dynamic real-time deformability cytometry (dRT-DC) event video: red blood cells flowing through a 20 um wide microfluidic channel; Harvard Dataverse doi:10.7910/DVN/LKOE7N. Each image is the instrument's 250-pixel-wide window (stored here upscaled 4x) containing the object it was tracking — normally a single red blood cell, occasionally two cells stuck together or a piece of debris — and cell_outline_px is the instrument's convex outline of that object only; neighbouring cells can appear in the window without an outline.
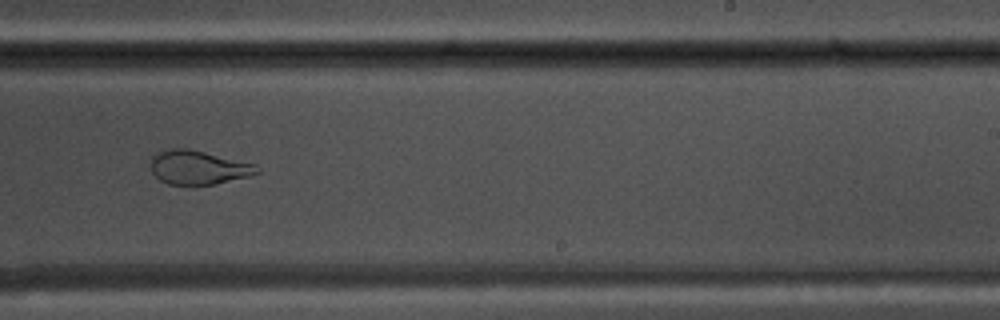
{"species": "common noctule bat (a hibernating species)", "species_latin": "Nyctalus noctula", "temperature_condition": "warm", "stored_images_in_passage": 54, "camera_frame_rate_fps": 3000, "um_per_image_px": 0.085, "animal": {"sex": "male", "body_mass_g": 17.5, "forearm_length_mm": 52.3}, "frame": {"image": 1, "passage_image": 34, "time_ms": 11.0, "image_size_px": [1000, 320], "cell_outline_px": [[260, 172], [248, 176], [216, 184], [168, 184], [160, 180], [152, 172], [152, 156], [156, 152], [168, 148], [188, 148], [256, 164], [260, 168]], "centroid_in_image_um": [16.86, 14.22], "position_along_channel_um": 272.1, "area_um2": 20.92}}
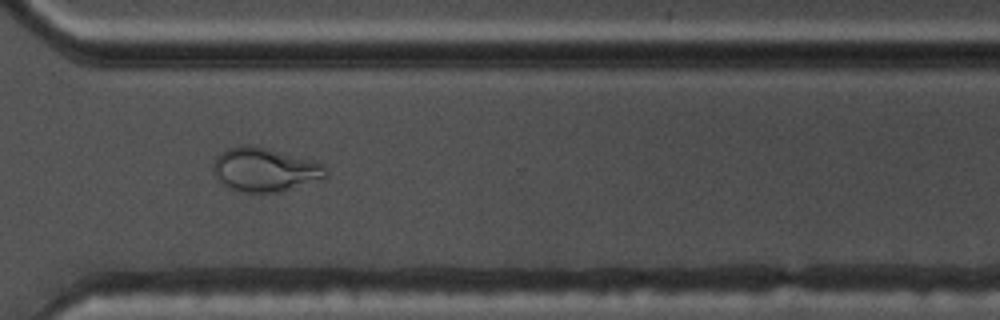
{"frame": {"image": 2, "passage_image": 40, "time_ms": 13.0, "image_size_px": [1000, 320], "cell_outline_px": [[328, 176], [324, 180], [280, 192], [244, 192], [220, 184], [212, 172], [212, 164], [216, 156], [220, 152], [228, 148], [248, 144], [312, 160], [324, 164]], "centroid_in_image_um": [22.51, 14.44], "position_along_channel_um": 348.1, "area_um2": 29.02}}
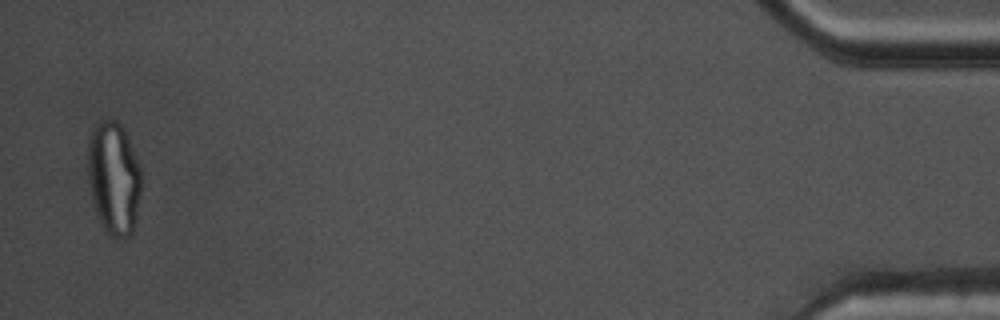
{"frame": {"image": 3, "passage_image": 53, "time_ms": 17.333, "image_size_px": [1000, 320], "cell_outline_px": [[140, 192], [132, 236], [124, 240], [120, 240], [112, 236], [104, 228], [96, 212], [92, 196], [88, 176], [88, 140], [92, 128], [100, 120], [116, 120], [124, 128], [140, 168]], "centroid_in_image_um": [9.67, 15.14], "position_along_channel_um": 425.5, "area_um2": 35.03}}